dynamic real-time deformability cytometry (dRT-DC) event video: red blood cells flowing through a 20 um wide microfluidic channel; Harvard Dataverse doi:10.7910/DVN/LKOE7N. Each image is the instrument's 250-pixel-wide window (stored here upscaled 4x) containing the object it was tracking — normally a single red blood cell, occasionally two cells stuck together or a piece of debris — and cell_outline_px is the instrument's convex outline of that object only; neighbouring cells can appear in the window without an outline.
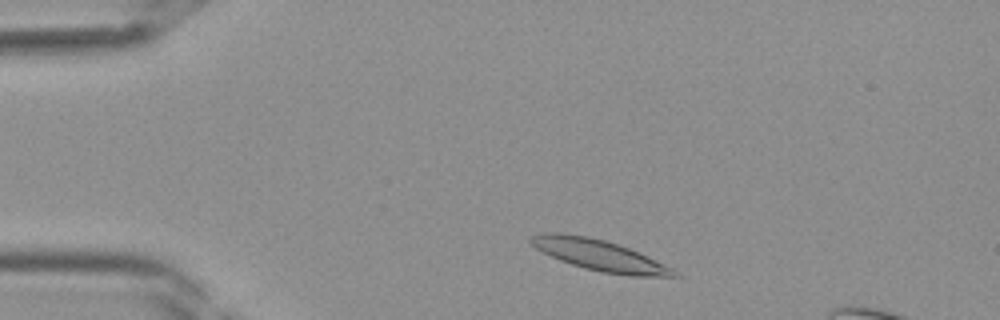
{"species": "Egyptian fruit bat (a non-hibernating species)", "species_latin": "Rousettus aegyptiacus", "temperature_condition": "room temperature", "stored_images_in_passage": 36, "camera_frame_rate_fps": 3000, "um_per_image_px": 0.085, "frame": {"image": 1, "passage_image": 3, "time_ms": 0.667, "image_size_px": [1000, 320], "cell_outline_px": [[680, 276], [628, 276], [600, 272], [584, 268], [560, 260], [536, 248], [528, 240], [532, 236], [544, 232], [560, 232], [588, 236], [604, 240], [628, 248], [656, 260], [680, 272]], "centroid_in_image_um": [50.95, 21.69], "position_along_channel_um": 34.0, "area_um2": 25.61}}
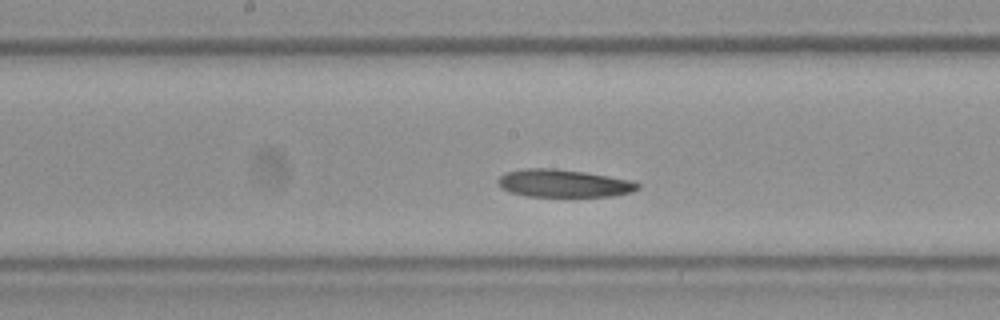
{"frame": {"image": 2, "passage_image": 16, "time_ms": 5.0, "image_size_px": [1000, 320], "cell_outline_px": [[640, 188], [632, 192], [612, 196], [528, 196], [512, 192], [500, 188], [496, 180], [504, 172], [524, 168], [556, 168], [584, 172], [632, 180], [640, 184]], "centroid_in_image_um": [47.89, 15.57], "position_along_channel_um": 200.3, "area_um2": 22.66}}
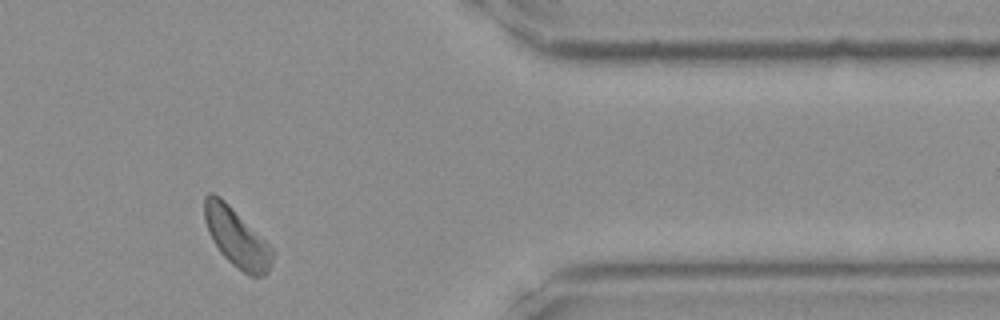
{"frame": {"image": 3, "passage_image": 29, "time_ms": 9.333, "image_size_px": [1000, 320], "cell_outline_px": [[272, 264], [268, 272], [264, 276], [252, 276], [244, 272], [232, 264], [220, 252], [212, 240], [208, 232], [204, 220], [204, 196], [208, 192], [212, 192], [220, 196], [272, 248]], "centroid_in_image_um": [20.07, 20.19], "position_along_channel_um": 391.3, "area_um2": 22.83}}